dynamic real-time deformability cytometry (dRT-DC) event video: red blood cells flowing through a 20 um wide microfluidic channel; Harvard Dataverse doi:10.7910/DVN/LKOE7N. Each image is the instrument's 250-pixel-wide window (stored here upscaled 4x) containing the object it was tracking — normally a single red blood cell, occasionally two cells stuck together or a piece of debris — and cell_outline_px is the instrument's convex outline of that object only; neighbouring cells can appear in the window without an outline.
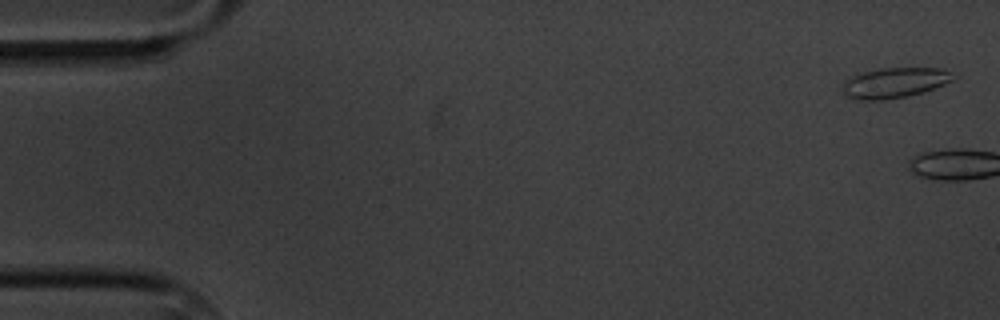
{"species": "common noctule bat (a hibernating species)", "species_latin": "Nyctalus noctula", "temperature_condition": "cold", "stored_images_in_passage": 2, "camera_frame_rate_fps": 3000, "um_per_image_px": 0.085, "animal": {"sex": "male", "body_mass_g": 20.1, "forearm_length_mm": 53.5}, "frame": {"image": 1, "passage_image": 1, "time_ms": 0.0, "image_size_px": [1000, 320], "cell_outline_px": [[960, 76], [944, 84], [924, 92], [884, 100], [852, 100], [844, 96], [840, 92], [844, 80], [852, 76], [864, 72], [880, 68], [940, 68]], "centroid_in_image_um": [75.99, 7.04], "position_along_channel_um": 9.0, "area_um2": 19.83}}